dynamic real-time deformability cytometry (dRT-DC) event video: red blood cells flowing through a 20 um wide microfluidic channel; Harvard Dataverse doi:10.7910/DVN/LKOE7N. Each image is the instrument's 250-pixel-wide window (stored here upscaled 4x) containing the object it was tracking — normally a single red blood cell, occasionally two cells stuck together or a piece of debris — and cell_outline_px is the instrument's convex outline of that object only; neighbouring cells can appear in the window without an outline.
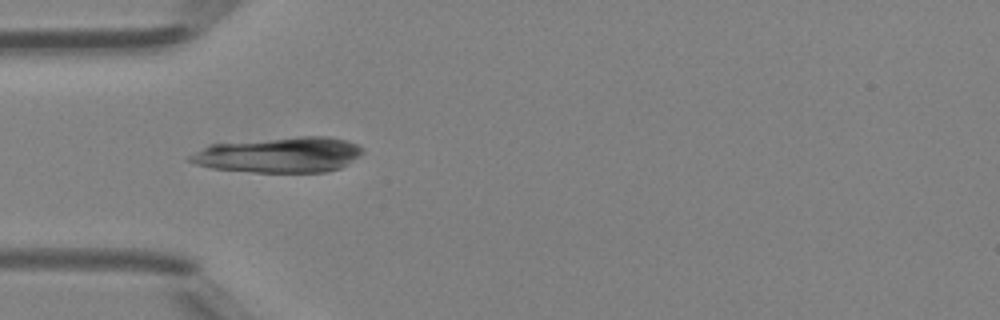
{"species": "Egyptian fruit bat (a non-hibernating species)", "species_latin": "Rousettus aegyptiacus", "temperature_condition": "room temperature", "stored_images_in_passage": 25, "camera_frame_rate_fps": 3000, "um_per_image_px": 0.085, "animal": {"sex": "female"}, "frame": {"image": 1, "passage_image": 3, "time_ms": 0.667, "image_size_px": [1000, 320], "cell_outline_px": [[364, 152], [340, 168], [324, 172], [252, 172], [212, 168], [196, 164], [188, 160], [188, 156], [208, 144], [300, 136], [328, 136], [348, 140], [364, 148]], "centroid_in_image_um": [23.74, 13.15], "position_along_channel_um": 61.3, "area_um2": 35.72}}
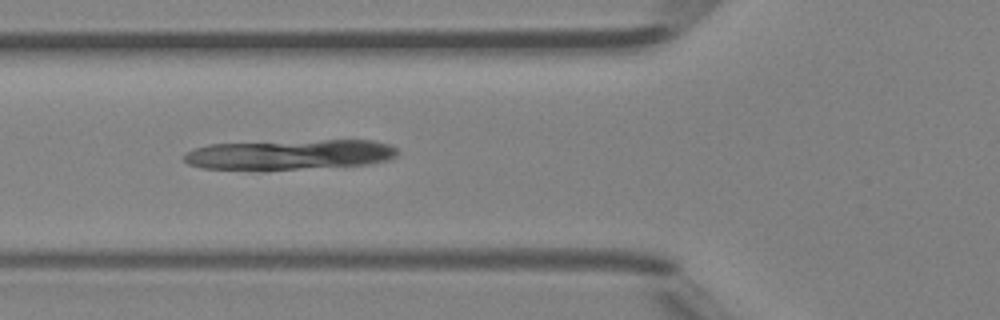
{"frame": {"image": 2, "passage_image": 6, "time_ms": 1.667, "image_size_px": [1000, 320], "cell_outline_px": [[396, 156], [388, 160], [368, 164], [296, 168], [200, 168], [188, 164], [184, 160], [184, 152], [208, 144], [324, 140], [372, 140], [392, 144], [396, 148]], "centroid_in_image_um": [24.66, 13.11], "position_along_channel_um": 101.1, "area_um2": 36.53}}